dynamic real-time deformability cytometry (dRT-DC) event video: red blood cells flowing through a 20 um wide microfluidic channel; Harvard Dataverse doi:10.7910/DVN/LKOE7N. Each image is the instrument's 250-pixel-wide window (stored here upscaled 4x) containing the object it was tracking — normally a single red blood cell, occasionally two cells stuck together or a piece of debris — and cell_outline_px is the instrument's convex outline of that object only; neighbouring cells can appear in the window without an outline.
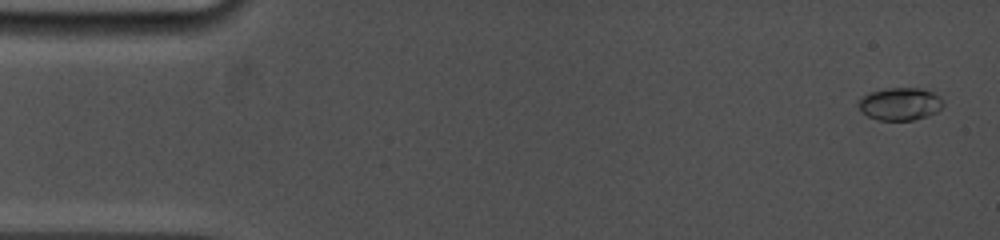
{"species": "common noctule bat (a hibernating species)", "species_latin": "Nyctalus noctula", "temperature_condition": "cold", "stored_images_in_passage": 10, "camera_frame_rate_fps": 5000, "um_per_image_px": 0.085, "animal": {"sex": "female", "body_mass_g": 19.0, "forearm_length_mm": 53.3}, "frame": {"image": 1, "passage_image": 1, "time_ms": 0.0, "image_size_px": [1000, 240], "cell_outline_px": [[944, 104], [936, 112], [928, 116], [912, 120], [876, 120], [860, 112], [860, 100], [868, 92], [888, 88], [920, 88], [932, 92]], "centroid_in_image_um": [76.48, 8.84], "position_along_channel_um": 8.5, "area_um2": 15.9}}
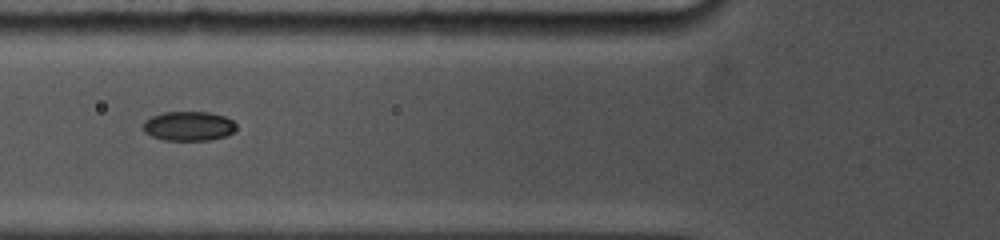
{"frame": {"image": 2, "passage_image": 7, "time_ms": 5.8, "image_size_px": [1000, 240], "cell_outline_px": [[236, 128], [228, 136], [212, 140], [164, 140], [152, 136], [144, 132], [144, 120], [152, 116], [164, 112], [212, 112], [224, 116], [232, 120], [236, 124]], "centroid_in_image_um": [16.06, 10.72], "position_along_channel_um": 109.7, "area_um2": 16.07}}
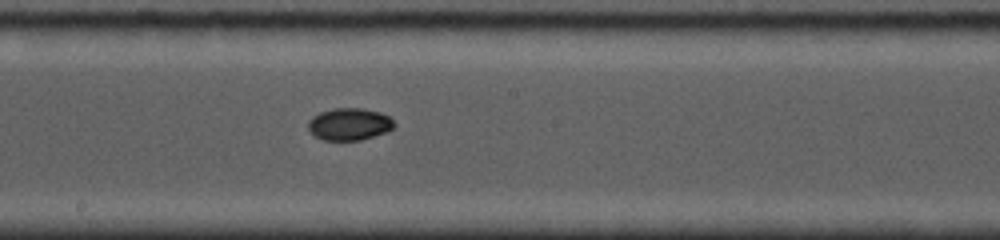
{"frame": {"image": 3, "passage_image": 10, "time_ms": 8.6, "image_size_px": [1000, 240], "cell_outline_px": [[396, 124], [388, 132], [360, 140], [324, 140], [316, 136], [308, 128], [308, 120], [312, 116], [320, 112], [332, 108], [364, 108], [380, 112], [388, 116]], "centroid_in_image_um": [29.7, 10.54], "position_along_channel_um": 218.5, "area_um2": 16.18}}